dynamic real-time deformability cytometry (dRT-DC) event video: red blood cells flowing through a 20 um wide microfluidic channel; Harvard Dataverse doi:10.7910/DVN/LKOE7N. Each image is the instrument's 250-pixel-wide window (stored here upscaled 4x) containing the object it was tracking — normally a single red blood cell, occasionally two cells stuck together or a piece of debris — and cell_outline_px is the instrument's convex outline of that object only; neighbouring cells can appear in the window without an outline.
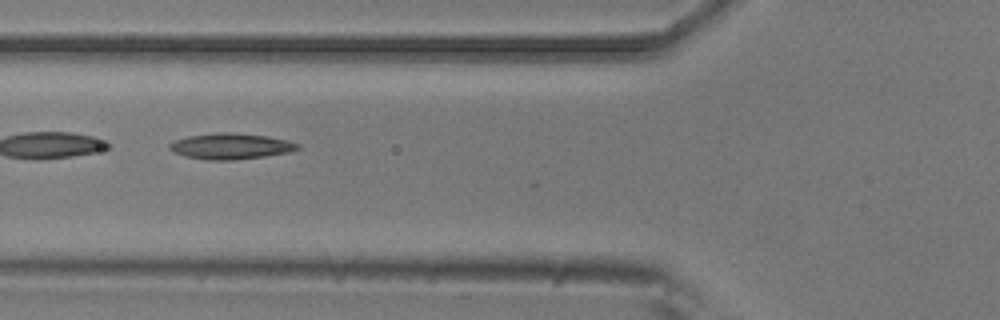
{"species": "common noctule bat (a hibernating species)", "species_latin": "Nyctalus noctula", "temperature_condition": "room temperature", "stored_images_in_passage": 10, "camera_frame_rate_fps": 3000, "um_per_image_px": 0.085, "animal": {"sex": "male", "body_mass_g": 20.5, "forearm_length_mm": 52.5}, "frame": {"image": 1, "passage_image": 6, "time_ms": 1.667, "image_size_px": [1000, 320], "cell_outline_px": [[300, 148], [288, 152], [264, 156], [232, 160], [208, 160], [184, 156], [168, 148], [168, 144], [176, 140], [188, 136], [220, 132], [232, 132], [268, 136], [288, 140], [300, 144]], "centroid_in_image_um": [19.62, 12.42], "position_along_channel_um": 106.2, "area_um2": 19.25}}
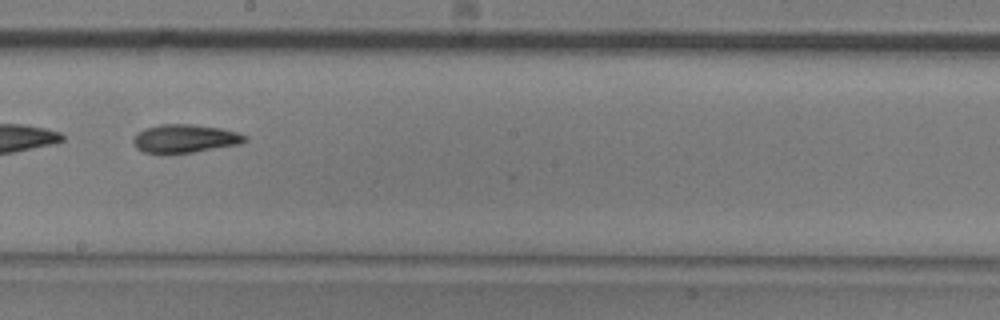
{"frame": {"image": 2, "passage_image": 9, "time_ms": 2.667, "image_size_px": [1000, 320], "cell_outline_px": [[248, 140], [240, 144], [192, 152], [144, 152], [136, 148], [132, 144], [132, 140], [136, 132], [144, 128], [160, 124], [192, 124], [220, 128], [236, 132], [248, 136]], "centroid_in_image_um": [15.7, 11.76], "position_along_channel_um": 232.5, "area_um2": 18.32}}
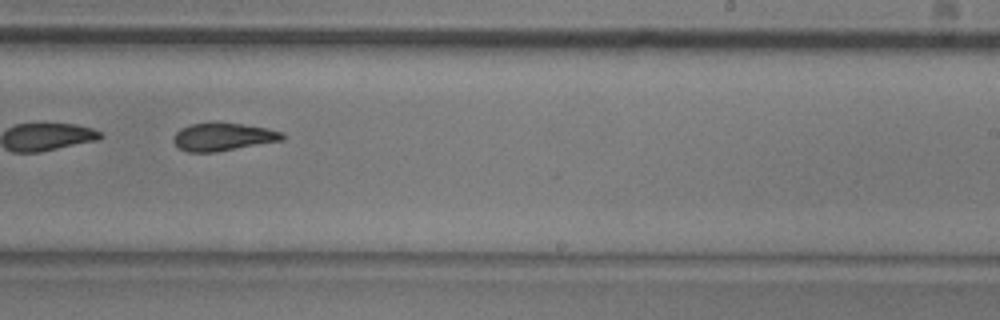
{"frame": {"image": 3, "passage_image": 10, "time_ms": 3.0, "image_size_px": [1000, 320], "cell_outline_px": [[284, 140], [216, 152], [188, 152], [180, 148], [172, 140], [172, 136], [180, 128], [188, 124], [240, 124], [268, 128], [284, 132]], "centroid_in_image_um": [18.96, 11.65], "position_along_channel_um": 270.0, "area_um2": 17.46}}